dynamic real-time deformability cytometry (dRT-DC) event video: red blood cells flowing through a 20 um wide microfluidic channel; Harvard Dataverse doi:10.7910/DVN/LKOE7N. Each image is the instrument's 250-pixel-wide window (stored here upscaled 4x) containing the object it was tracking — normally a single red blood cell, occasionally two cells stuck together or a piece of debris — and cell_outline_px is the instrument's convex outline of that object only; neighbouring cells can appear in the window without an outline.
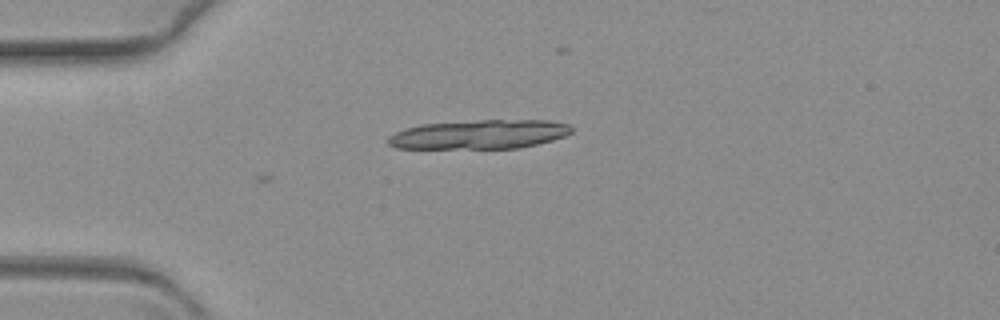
{"species": "common noctule bat (a hibernating species)", "species_latin": "Nyctalus noctula", "temperature_condition": "warm", "stored_images_in_passage": 5, "camera_frame_rate_fps": 3000, "um_per_image_px": 0.085, "animal": {"sex": "female", "body_mass_g": 19.3, "forearm_length_mm": 54.1}, "frame": {"image": 1, "passage_image": 1, "time_ms": 0.0, "image_size_px": [1000, 320], "cell_outline_px": [[572, 132], [564, 136], [552, 140], [520, 148], [396, 148], [388, 144], [388, 136], [404, 128], [420, 124], [480, 120], [548, 120], [568, 124], [572, 128]], "centroid_in_image_um": [40.73, 11.42], "position_along_channel_um": 44.3, "area_um2": 31.1}}